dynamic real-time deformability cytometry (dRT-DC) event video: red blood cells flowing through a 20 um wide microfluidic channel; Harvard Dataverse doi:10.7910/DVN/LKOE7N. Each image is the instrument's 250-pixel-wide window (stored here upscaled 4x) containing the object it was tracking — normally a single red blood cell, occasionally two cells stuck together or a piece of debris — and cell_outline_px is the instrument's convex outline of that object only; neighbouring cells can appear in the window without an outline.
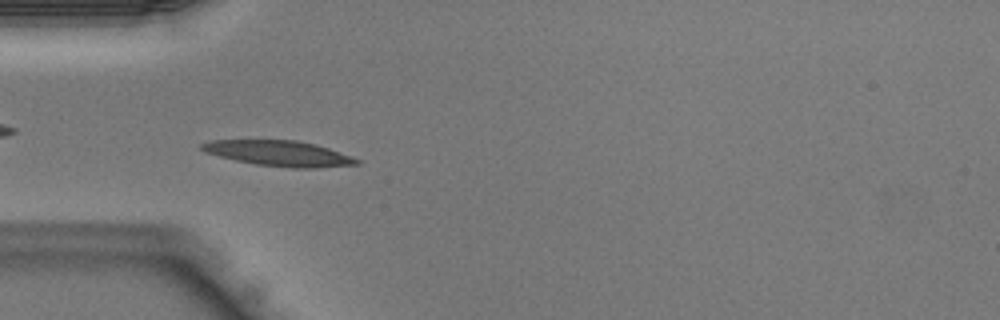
{"species": "Egyptian fruit bat (a non-hibernating species)", "species_latin": "Rousettus aegyptiacus", "temperature_condition": "warm", "stored_images_in_passage": 42, "camera_frame_rate_fps": 3000, "um_per_image_px": 0.085, "animal": {"sex": "male"}, "frame": {"image": 1, "passage_image": 12, "time_ms": 3.667, "image_size_px": [1000, 320], "cell_outline_px": [[360, 164], [316, 168], [292, 168], [256, 164], [236, 160], [204, 152], [200, 148], [200, 144], [212, 140], [296, 140], [316, 144], [352, 156], [360, 160]], "centroid_in_image_um": [23.74, 13.03], "position_along_channel_um": 61.3, "area_um2": 22.95}}
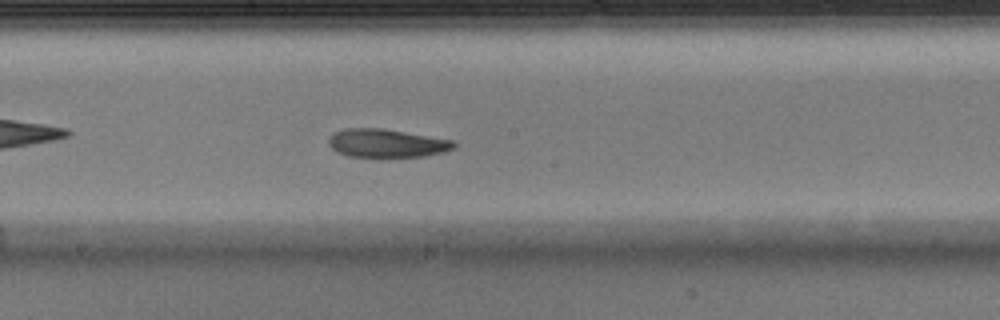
{"frame": {"image": 2, "passage_image": 22, "time_ms": 7.0, "image_size_px": [1000, 320], "cell_outline_px": [[456, 144], [452, 148], [444, 152], [424, 156], [348, 156], [336, 152], [328, 144], [328, 140], [332, 132], [344, 128], [380, 128], [452, 140]], "centroid_in_image_um": [32.79, 12.16], "position_along_channel_um": 215.4, "area_um2": 20.4}}
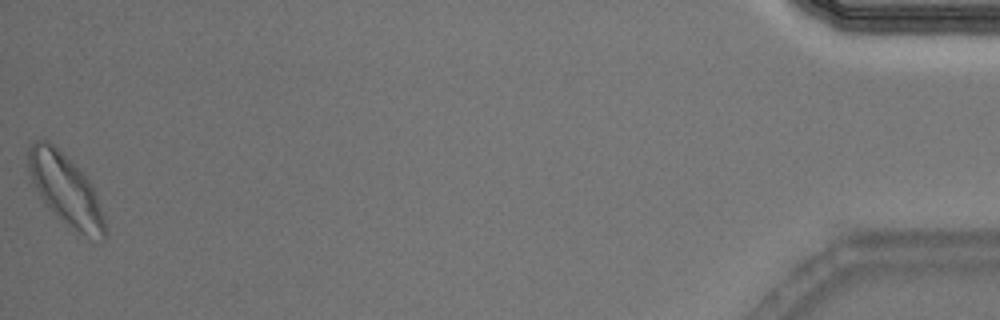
{"frame": {"image": 3, "passage_image": 42, "time_ms": 13.667, "image_size_px": [1000, 320], "cell_outline_px": [[108, 232], [104, 240], [100, 244], [80, 232], [56, 216], [48, 208], [36, 188], [32, 180], [28, 168], [28, 148], [36, 140], [48, 140], [88, 180], [96, 196]], "centroid_in_image_um": [5.59, 16.18], "position_along_channel_um": 429.6, "area_um2": 30.69}}